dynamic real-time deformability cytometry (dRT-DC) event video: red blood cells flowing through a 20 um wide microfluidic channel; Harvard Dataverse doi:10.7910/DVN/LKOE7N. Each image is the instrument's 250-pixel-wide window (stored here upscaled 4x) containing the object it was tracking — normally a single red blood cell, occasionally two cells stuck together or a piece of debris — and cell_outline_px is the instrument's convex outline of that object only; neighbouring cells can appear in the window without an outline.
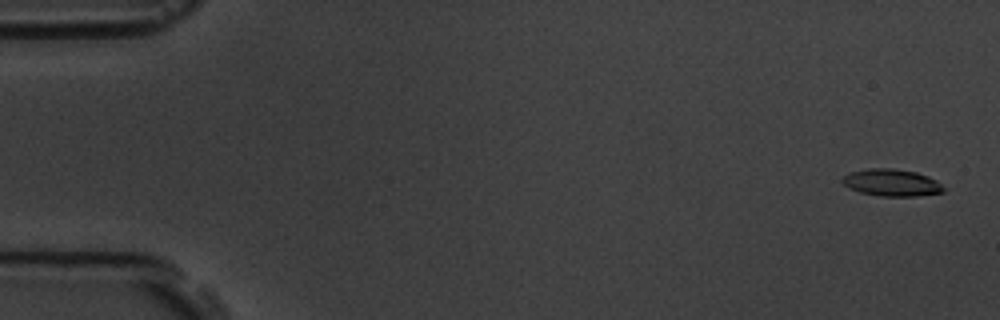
{"species": "common noctule bat (a hibernating species)", "species_latin": "Nyctalus noctula", "temperature_condition": "room temperature", "stored_images_in_passage": 5, "camera_frame_rate_fps": 3000, "um_per_image_px": 0.085, "animal": {"sex": "male", "body_mass_g": 19.5, "forearm_length_mm": 54.6}, "frame": {"image": 1, "passage_image": 1, "time_ms": 0.0, "image_size_px": [1000, 320], "cell_outline_px": [[944, 192], [916, 196], [880, 196], [860, 192], [848, 188], [840, 180], [844, 176], [852, 172], [868, 168], [892, 168], [916, 172], [928, 176], [936, 180], [944, 188]], "centroid_in_image_um": [75.78, 15.52], "position_along_channel_um": 9.2, "area_um2": 15.9}}
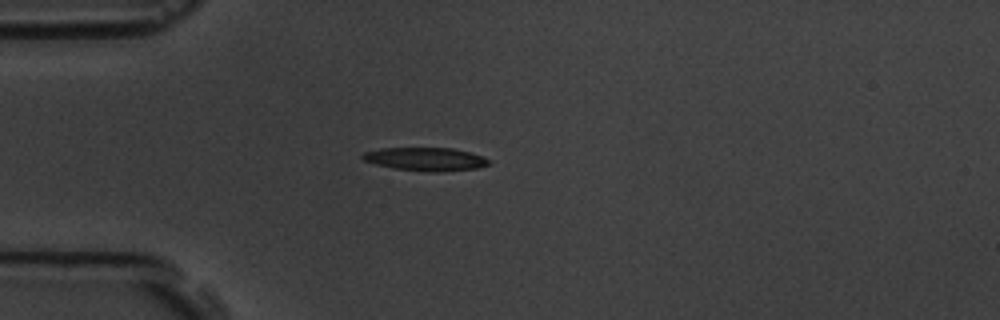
{"frame": {"image": 2, "passage_image": 5, "time_ms": 4.667, "image_size_px": [1000, 320], "cell_outline_px": [[492, 160], [488, 164], [476, 168], [436, 172], [432, 172], [392, 168], [376, 164], [364, 160], [360, 156], [364, 152], [380, 148], [452, 148], [484, 156]], "centroid_in_image_um": [36.17, 13.52], "position_along_channel_um": 48.8, "area_um2": 17.05}}